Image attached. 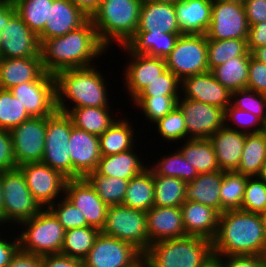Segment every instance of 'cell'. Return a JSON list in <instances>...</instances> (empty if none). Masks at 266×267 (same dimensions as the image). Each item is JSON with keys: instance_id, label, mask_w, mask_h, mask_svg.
<instances>
[{"instance_id": "1", "label": "cell", "mask_w": 266, "mask_h": 267, "mask_svg": "<svg viewBox=\"0 0 266 267\" xmlns=\"http://www.w3.org/2000/svg\"><path fill=\"white\" fill-rule=\"evenodd\" d=\"M108 50L89 18L64 36L45 39L40 46V55L44 71L55 75L67 69L93 66Z\"/></svg>"}, {"instance_id": "2", "label": "cell", "mask_w": 266, "mask_h": 267, "mask_svg": "<svg viewBox=\"0 0 266 267\" xmlns=\"http://www.w3.org/2000/svg\"><path fill=\"white\" fill-rule=\"evenodd\" d=\"M212 251L219 256H266V233L261 215L241 209L221 213Z\"/></svg>"}, {"instance_id": "3", "label": "cell", "mask_w": 266, "mask_h": 267, "mask_svg": "<svg viewBox=\"0 0 266 267\" xmlns=\"http://www.w3.org/2000/svg\"><path fill=\"white\" fill-rule=\"evenodd\" d=\"M99 68V65H93L67 69L54 75L58 111L65 113L70 108L112 107V102L109 101L111 96L108 91V79L106 81L100 71L102 69Z\"/></svg>"}, {"instance_id": "4", "label": "cell", "mask_w": 266, "mask_h": 267, "mask_svg": "<svg viewBox=\"0 0 266 267\" xmlns=\"http://www.w3.org/2000/svg\"><path fill=\"white\" fill-rule=\"evenodd\" d=\"M142 1L100 0L99 8L90 19L100 41L107 48L110 49L114 44L117 47L126 45L135 35Z\"/></svg>"}, {"instance_id": "5", "label": "cell", "mask_w": 266, "mask_h": 267, "mask_svg": "<svg viewBox=\"0 0 266 267\" xmlns=\"http://www.w3.org/2000/svg\"><path fill=\"white\" fill-rule=\"evenodd\" d=\"M212 254L211 240L186 236L150 244L143 261L149 267H200Z\"/></svg>"}, {"instance_id": "6", "label": "cell", "mask_w": 266, "mask_h": 267, "mask_svg": "<svg viewBox=\"0 0 266 267\" xmlns=\"http://www.w3.org/2000/svg\"><path fill=\"white\" fill-rule=\"evenodd\" d=\"M16 227L21 250L41 256L61 254L65 229L48 208Z\"/></svg>"}, {"instance_id": "7", "label": "cell", "mask_w": 266, "mask_h": 267, "mask_svg": "<svg viewBox=\"0 0 266 267\" xmlns=\"http://www.w3.org/2000/svg\"><path fill=\"white\" fill-rule=\"evenodd\" d=\"M4 193L3 221L18 226L38 214L43 207L30 192L23 173L18 169L2 172ZM11 224V225H10Z\"/></svg>"}, {"instance_id": "8", "label": "cell", "mask_w": 266, "mask_h": 267, "mask_svg": "<svg viewBox=\"0 0 266 267\" xmlns=\"http://www.w3.org/2000/svg\"><path fill=\"white\" fill-rule=\"evenodd\" d=\"M165 61L167 69L180 81L187 77L209 71L206 35H180Z\"/></svg>"}, {"instance_id": "9", "label": "cell", "mask_w": 266, "mask_h": 267, "mask_svg": "<svg viewBox=\"0 0 266 267\" xmlns=\"http://www.w3.org/2000/svg\"><path fill=\"white\" fill-rule=\"evenodd\" d=\"M73 123L70 117L56 110L47 116L44 155L41 163L72 179V159L69 155V140Z\"/></svg>"}, {"instance_id": "10", "label": "cell", "mask_w": 266, "mask_h": 267, "mask_svg": "<svg viewBox=\"0 0 266 267\" xmlns=\"http://www.w3.org/2000/svg\"><path fill=\"white\" fill-rule=\"evenodd\" d=\"M101 233L133 244L143 254L148 250L146 212L120 205L108 206Z\"/></svg>"}, {"instance_id": "11", "label": "cell", "mask_w": 266, "mask_h": 267, "mask_svg": "<svg viewBox=\"0 0 266 267\" xmlns=\"http://www.w3.org/2000/svg\"><path fill=\"white\" fill-rule=\"evenodd\" d=\"M143 255L133 244L100 232L88 255L83 259V266L137 267L143 262Z\"/></svg>"}, {"instance_id": "12", "label": "cell", "mask_w": 266, "mask_h": 267, "mask_svg": "<svg viewBox=\"0 0 266 267\" xmlns=\"http://www.w3.org/2000/svg\"><path fill=\"white\" fill-rule=\"evenodd\" d=\"M118 48L127 57L128 62L122 68V80L125 88L123 91L125 95L131 97L129 101L133 100L143 89H145L152 81L161 76L166 70V61L164 58L149 56L146 54H137L132 52L126 45L119 46ZM129 59V60H128Z\"/></svg>"}, {"instance_id": "13", "label": "cell", "mask_w": 266, "mask_h": 267, "mask_svg": "<svg viewBox=\"0 0 266 267\" xmlns=\"http://www.w3.org/2000/svg\"><path fill=\"white\" fill-rule=\"evenodd\" d=\"M47 117H30L10 130L14 162L17 167L25 163L41 162L44 155Z\"/></svg>"}, {"instance_id": "14", "label": "cell", "mask_w": 266, "mask_h": 267, "mask_svg": "<svg viewBox=\"0 0 266 267\" xmlns=\"http://www.w3.org/2000/svg\"><path fill=\"white\" fill-rule=\"evenodd\" d=\"M24 175L26 184L43 208L59 200L65 193L67 178L41 162L25 163L17 167Z\"/></svg>"}, {"instance_id": "15", "label": "cell", "mask_w": 266, "mask_h": 267, "mask_svg": "<svg viewBox=\"0 0 266 267\" xmlns=\"http://www.w3.org/2000/svg\"><path fill=\"white\" fill-rule=\"evenodd\" d=\"M177 106L186 123V140L208 139L224 126V110L217 106L181 96Z\"/></svg>"}, {"instance_id": "16", "label": "cell", "mask_w": 266, "mask_h": 267, "mask_svg": "<svg viewBox=\"0 0 266 267\" xmlns=\"http://www.w3.org/2000/svg\"><path fill=\"white\" fill-rule=\"evenodd\" d=\"M248 33L244 5L213 0L207 40L248 39Z\"/></svg>"}, {"instance_id": "17", "label": "cell", "mask_w": 266, "mask_h": 267, "mask_svg": "<svg viewBox=\"0 0 266 267\" xmlns=\"http://www.w3.org/2000/svg\"><path fill=\"white\" fill-rule=\"evenodd\" d=\"M9 90L30 117L51 116L57 110L53 74L45 73L38 81L26 82Z\"/></svg>"}, {"instance_id": "18", "label": "cell", "mask_w": 266, "mask_h": 267, "mask_svg": "<svg viewBox=\"0 0 266 267\" xmlns=\"http://www.w3.org/2000/svg\"><path fill=\"white\" fill-rule=\"evenodd\" d=\"M40 41L21 17L15 13L0 32L1 58L41 57Z\"/></svg>"}, {"instance_id": "19", "label": "cell", "mask_w": 266, "mask_h": 267, "mask_svg": "<svg viewBox=\"0 0 266 267\" xmlns=\"http://www.w3.org/2000/svg\"><path fill=\"white\" fill-rule=\"evenodd\" d=\"M64 196L82 211L89 226L102 230L106 222L108 205L84 177L67 179Z\"/></svg>"}, {"instance_id": "20", "label": "cell", "mask_w": 266, "mask_h": 267, "mask_svg": "<svg viewBox=\"0 0 266 267\" xmlns=\"http://www.w3.org/2000/svg\"><path fill=\"white\" fill-rule=\"evenodd\" d=\"M180 96L211 104L223 110L231 104V92L217 81L211 71L183 79Z\"/></svg>"}, {"instance_id": "21", "label": "cell", "mask_w": 266, "mask_h": 267, "mask_svg": "<svg viewBox=\"0 0 266 267\" xmlns=\"http://www.w3.org/2000/svg\"><path fill=\"white\" fill-rule=\"evenodd\" d=\"M68 148L72 159V179L95 171L101 158L99 136L73 126Z\"/></svg>"}, {"instance_id": "22", "label": "cell", "mask_w": 266, "mask_h": 267, "mask_svg": "<svg viewBox=\"0 0 266 267\" xmlns=\"http://www.w3.org/2000/svg\"><path fill=\"white\" fill-rule=\"evenodd\" d=\"M89 17L70 0H53L49 3L48 20L43 32L38 36L40 44L45 39L64 36L82 26Z\"/></svg>"}, {"instance_id": "23", "label": "cell", "mask_w": 266, "mask_h": 267, "mask_svg": "<svg viewBox=\"0 0 266 267\" xmlns=\"http://www.w3.org/2000/svg\"><path fill=\"white\" fill-rule=\"evenodd\" d=\"M148 249L158 241L186 237L180 207L153 206L146 212Z\"/></svg>"}, {"instance_id": "24", "label": "cell", "mask_w": 266, "mask_h": 267, "mask_svg": "<svg viewBox=\"0 0 266 267\" xmlns=\"http://www.w3.org/2000/svg\"><path fill=\"white\" fill-rule=\"evenodd\" d=\"M180 208L187 236H199L211 241L214 239L220 216L217 210L193 201L184 202Z\"/></svg>"}, {"instance_id": "25", "label": "cell", "mask_w": 266, "mask_h": 267, "mask_svg": "<svg viewBox=\"0 0 266 267\" xmlns=\"http://www.w3.org/2000/svg\"><path fill=\"white\" fill-rule=\"evenodd\" d=\"M45 73L41 57L1 58L0 88L9 90L26 82L38 81Z\"/></svg>"}, {"instance_id": "26", "label": "cell", "mask_w": 266, "mask_h": 267, "mask_svg": "<svg viewBox=\"0 0 266 267\" xmlns=\"http://www.w3.org/2000/svg\"><path fill=\"white\" fill-rule=\"evenodd\" d=\"M213 0H178L175 3L177 23L182 34H206Z\"/></svg>"}, {"instance_id": "27", "label": "cell", "mask_w": 266, "mask_h": 267, "mask_svg": "<svg viewBox=\"0 0 266 267\" xmlns=\"http://www.w3.org/2000/svg\"><path fill=\"white\" fill-rule=\"evenodd\" d=\"M136 150L135 146L118 154L101 155L95 172L103 176L130 180L148 168V163H144L145 160L148 161V158L144 159L142 153H138Z\"/></svg>"}, {"instance_id": "28", "label": "cell", "mask_w": 266, "mask_h": 267, "mask_svg": "<svg viewBox=\"0 0 266 267\" xmlns=\"http://www.w3.org/2000/svg\"><path fill=\"white\" fill-rule=\"evenodd\" d=\"M245 135V133L223 126L209 138L220 170H237L245 144Z\"/></svg>"}, {"instance_id": "29", "label": "cell", "mask_w": 266, "mask_h": 267, "mask_svg": "<svg viewBox=\"0 0 266 267\" xmlns=\"http://www.w3.org/2000/svg\"><path fill=\"white\" fill-rule=\"evenodd\" d=\"M161 30L163 33H181L175 12V4L154 3L143 0L136 32Z\"/></svg>"}, {"instance_id": "30", "label": "cell", "mask_w": 266, "mask_h": 267, "mask_svg": "<svg viewBox=\"0 0 266 267\" xmlns=\"http://www.w3.org/2000/svg\"><path fill=\"white\" fill-rule=\"evenodd\" d=\"M223 171L200 173L185 187V202L193 201L210 206L221 214L220 187Z\"/></svg>"}, {"instance_id": "31", "label": "cell", "mask_w": 266, "mask_h": 267, "mask_svg": "<svg viewBox=\"0 0 266 267\" xmlns=\"http://www.w3.org/2000/svg\"><path fill=\"white\" fill-rule=\"evenodd\" d=\"M125 117L120 116L109 129L99 136L101 155L109 156L128 151L135 146L140 147L137 144L136 133L138 132L135 131L132 118Z\"/></svg>"}, {"instance_id": "32", "label": "cell", "mask_w": 266, "mask_h": 267, "mask_svg": "<svg viewBox=\"0 0 266 267\" xmlns=\"http://www.w3.org/2000/svg\"><path fill=\"white\" fill-rule=\"evenodd\" d=\"M111 107L70 108L65 113L73 126L90 134L100 136L119 118ZM114 115V116H113ZM116 115V116H115Z\"/></svg>"}, {"instance_id": "33", "label": "cell", "mask_w": 266, "mask_h": 267, "mask_svg": "<svg viewBox=\"0 0 266 267\" xmlns=\"http://www.w3.org/2000/svg\"><path fill=\"white\" fill-rule=\"evenodd\" d=\"M180 35L183 34L163 33L160 29L158 31L136 32L126 46L137 54L166 59Z\"/></svg>"}, {"instance_id": "34", "label": "cell", "mask_w": 266, "mask_h": 267, "mask_svg": "<svg viewBox=\"0 0 266 267\" xmlns=\"http://www.w3.org/2000/svg\"><path fill=\"white\" fill-rule=\"evenodd\" d=\"M184 142V143H183ZM177 144L183 157L198 174L220 171L212 142L208 139H187Z\"/></svg>"}, {"instance_id": "35", "label": "cell", "mask_w": 266, "mask_h": 267, "mask_svg": "<svg viewBox=\"0 0 266 267\" xmlns=\"http://www.w3.org/2000/svg\"><path fill=\"white\" fill-rule=\"evenodd\" d=\"M122 205L145 212L154 206L153 171L149 167L129 180Z\"/></svg>"}, {"instance_id": "36", "label": "cell", "mask_w": 266, "mask_h": 267, "mask_svg": "<svg viewBox=\"0 0 266 267\" xmlns=\"http://www.w3.org/2000/svg\"><path fill=\"white\" fill-rule=\"evenodd\" d=\"M251 55L250 53L248 56L234 57L226 63L213 68L211 73L230 92L247 89Z\"/></svg>"}, {"instance_id": "37", "label": "cell", "mask_w": 266, "mask_h": 267, "mask_svg": "<svg viewBox=\"0 0 266 267\" xmlns=\"http://www.w3.org/2000/svg\"><path fill=\"white\" fill-rule=\"evenodd\" d=\"M167 152L164 153L165 156L164 154L162 156V153L161 155L159 154L162 157H159L160 160L148 161V167L156 175L179 178L186 183L193 181L198 176L195 168L183 157L177 148L174 152L170 151L171 154L169 151Z\"/></svg>"}, {"instance_id": "38", "label": "cell", "mask_w": 266, "mask_h": 267, "mask_svg": "<svg viewBox=\"0 0 266 267\" xmlns=\"http://www.w3.org/2000/svg\"><path fill=\"white\" fill-rule=\"evenodd\" d=\"M266 161V137L261 133L246 134L240 165L236 172L250 177L258 176Z\"/></svg>"}, {"instance_id": "39", "label": "cell", "mask_w": 266, "mask_h": 267, "mask_svg": "<svg viewBox=\"0 0 266 267\" xmlns=\"http://www.w3.org/2000/svg\"><path fill=\"white\" fill-rule=\"evenodd\" d=\"M154 205L158 207H180L185 202L186 182L175 177L156 175L153 172Z\"/></svg>"}, {"instance_id": "40", "label": "cell", "mask_w": 266, "mask_h": 267, "mask_svg": "<svg viewBox=\"0 0 266 267\" xmlns=\"http://www.w3.org/2000/svg\"><path fill=\"white\" fill-rule=\"evenodd\" d=\"M101 231L93 226H85L65 231L61 254L83 260L93 247Z\"/></svg>"}, {"instance_id": "41", "label": "cell", "mask_w": 266, "mask_h": 267, "mask_svg": "<svg viewBox=\"0 0 266 267\" xmlns=\"http://www.w3.org/2000/svg\"><path fill=\"white\" fill-rule=\"evenodd\" d=\"M84 178L105 204L108 206L123 204L129 180L99 175L95 171L88 173Z\"/></svg>"}, {"instance_id": "42", "label": "cell", "mask_w": 266, "mask_h": 267, "mask_svg": "<svg viewBox=\"0 0 266 267\" xmlns=\"http://www.w3.org/2000/svg\"><path fill=\"white\" fill-rule=\"evenodd\" d=\"M249 177L236 171H223L220 187L221 213L242 208L245 186Z\"/></svg>"}, {"instance_id": "43", "label": "cell", "mask_w": 266, "mask_h": 267, "mask_svg": "<svg viewBox=\"0 0 266 267\" xmlns=\"http://www.w3.org/2000/svg\"><path fill=\"white\" fill-rule=\"evenodd\" d=\"M207 49L209 71L234 57L250 54L247 39L207 40Z\"/></svg>"}, {"instance_id": "44", "label": "cell", "mask_w": 266, "mask_h": 267, "mask_svg": "<svg viewBox=\"0 0 266 267\" xmlns=\"http://www.w3.org/2000/svg\"><path fill=\"white\" fill-rule=\"evenodd\" d=\"M13 3L16 13L39 36L48 20L49 3H53V0H13Z\"/></svg>"}, {"instance_id": "45", "label": "cell", "mask_w": 266, "mask_h": 267, "mask_svg": "<svg viewBox=\"0 0 266 267\" xmlns=\"http://www.w3.org/2000/svg\"><path fill=\"white\" fill-rule=\"evenodd\" d=\"M180 96H154V97H135L132 100L133 108L141 111L149 123L148 126L153 125L170 113L175 107ZM151 123V125H150Z\"/></svg>"}, {"instance_id": "46", "label": "cell", "mask_w": 266, "mask_h": 267, "mask_svg": "<svg viewBox=\"0 0 266 267\" xmlns=\"http://www.w3.org/2000/svg\"><path fill=\"white\" fill-rule=\"evenodd\" d=\"M29 118L25 107L10 90L0 88V129L10 131Z\"/></svg>"}, {"instance_id": "47", "label": "cell", "mask_w": 266, "mask_h": 267, "mask_svg": "<svg viewBox=\"0 0 266 267\" xmlns=\"http://www.w3.org/2000/svg\"><path fill=\"white\" fill-rule=\"evenodd\" d=\"M154 125L157 134L163 141L169 144H177L186 140V123L180 108L175 107Z\"/></svg>"}, {"instance_id": "48", "label": "cell", "mask_w": 266, "mask_h": 267, "mask_svg": "<svg viewBox=\"0 0 266 267\" xmlns=\"http://www.w3.org/2000/svg\"><path fill=\"white\" fill-rule=\"evenodd\" d=\"M263 121L250 112L236 108L231 104L224 110V126L245 134L263 131Z\"/></svg>"}, {"instance_id": "49", "label": "cell", "mask_w": 266, "mask_h": 267, "mask_svg": "<svg viewBox=\"0 0 266 267\" xmlns=\"http://www.w3.org/2000/svg\"><path fill=\"white\" fill-rule=\"evenodd\" d=\"M48 209L62 224L65 231L89 226L82 211L76 208L65 196L51 204Z\"/></svg>"}, {"instance_id": "50", "label": "cell", "mask_w": 266, "mask_h": 267, "mask_svg": "<svg viewBox=\"0 0 266 267\" xmlns=\"http://www.w3.org/2000/svg\"><path fill=\"white\" fill-rule=\"evenodd\" d=\"M231 105L252 113L263 122L266 120L265 94H260L249 89L233 91L231 92Z\"/></svg>"}, {"instance_id": "51", "label": "cell", "mask_w": 266, "mask_h": 267, "mask_svg": "<svg viewBox=\"0 0 266 267\" xmlns=\"http://www.w3.org/2000/svg\"><path fill=\"white\" fill-rule=\"evenodd\" d=\"M266 209V184L258 177L247 179L241 210L261 214Z\"/></svg>"}, {"instance_id": "52", "label": "cell", "mask_w": 266, "mask_h": 267, "mask_svg": "<svg viewBox=\"0 0 266 267\" xmlns=\"http://www.w3.org/2000/svg\"><path fill=\"white\" fill-rule=\"evenodd\" d=\"M180 87L181 81L167 69L136 97L180 96Z\"/></svg>"}, {"instance_id": "53", "label": "cell", "mask_w": 266, "mask_h": 267, "mask_svg": "<svg viewBox=\"0 0 266 267\" xmlns=\"http://www.w3.org/2000/svg\"><path fill=\"white\" fill-rule=\"evenodd\" d=\"M247 89L266 95V64L252 55L249 61Z\"/></svg>"}, {"instance_id": "54", "label": "cell", "mask_w": 266, "mask_h": 267, "mask_svg": "<svg viewBox=\"0 0 266 267\" xmlns=\"http://www.w3.org/2000/svg\"><path fill=\"white\" fill-rule=\"evenodd\" d=\"M16 168L10 131L0 129V172Z\"/></svg>"}, {"instance_id": "55", "label": "cell", "mask_w": 266, "mask_h": 267, "mask_svg": "<svg viewBox=\"0 0 266 267\" xmlns=\"http://www.w3.org/2000/svg\"><path fill=\"white\" fill-rule=\"evenodd\" d=\"M221 257L223 267H266V256L229 255Z\"/></svg>"}, {"instance_id": "56", "label": "cell", "mask_w": 266, "mask_h": 267, "mask_svg": "<svg viewBox=\"0 0 266 267\" xmlns=\"http://www.w3.org/2000/svg\"><path fill=\"white\" fill-rule=\"evenodd\" d=\"M244 8L249 27L266 22V0H247Z\"/></svg>"}, {"instance_id": "57", "label": "cell", "mask_w": 266, "mask_h": 267, "mask_svg": "<svg viewBox=\"0 0 266 267\" xmlns=\"http://www.w3.org/2000/svg\"><path fill=\"white\" fill-rule=\"evenodd\" d=\"M0 233L2 234L1 231ZM1 234H0V267H8L12 257L20 248L19 239L18 235L17 236L12 235V238H9L8 237L9 235H7L6 237L5 231L2 235Z\"/></svg>"}, {"instance_id": "58", "label": "cell", "mask_w": 266, "mask_h": 267, "mask_svg": "<svg viewBox=\"0 0 266 267\" xmlns=\"http://www.w3.org/2000/svg\"><path fill=\"white\" fill-rule=\"evenodd\" d=\"M41 267H84L83 260L62 254L42 256Z\"/></svg>"}, {"instance_id": "59", "label": "cell", "mask_w": 266, "mask_h": 267, "mask_svg": "<svg viewBox=\"0 0 266 267\" xmlns=\"http://www.w3.org/2000/svg\"><path fill=\"white\" fill-rule=\"evenodd\" d=\"M42 256L26 252L20 248L12 257L8 267H41Z\"/></svg>"}, {"instance_id": "60", "label": "cell", "mask_w": 266, "mask_h": 267, "mask_svg": "<svg viewBox=\"0 0 266 267\" xmlns=\"http://www.w3.org/2000/svg\"><path fill=\"white\" fill-rule=\"evenodd\" d=\"M266 45V22L249 27L247 48L251 53L257 47Z\"/></svg>"}, {"instance_id": "61", "label": "cell", "mask_w": 266, "mask_h": 267, "mask_svg": "<svg viewBox=\"0 0 266 267\" xmlns=\"http://www.w3.org/2000/svg\"><path fill=\"white\" fill-rule=\"evenodd\" d=\"M16 13L13 0H4L0 3V32L2 26L7 24L9 19Z\"/></svg>"}, {"instance_id": "62", "label": "cell", "mask_w": 266, "mask_h": 267, "mask_svg": "<svg viewBox=\"0 0 266 267\" xmlns=\"http://www.w3.org/2000/svg\"><path fill=\"white\" fill-rule=\"evenodd\" d=\"M89 18L97 11L100 0H70Z\"/></svg>"}, {"instance_id": "63", "label": "cell", "mask_w": 266, "mask_h": 267, "mask_svg": "<svg viewBox=\"0 0 266 267\" xmlns=\"http://www.w3.org/2000/svg\"><path fill=\"white\" fill-rule=\"evenodd\" d=\"M200 267H223L222 257L213 253Z\"/></svg>"}, {"instance_id": "64", "label": "cell", "mask_w": 266, "mask_h": 267, "mask_svg": "<svg viewBox=\"0 0 266 267\" xmlns=\"http://www.w3.org/2000/svg\"><path fill=\"white\" fill-rule=\"evenodd\" d=\"M251 54L256 60L266 64V45L257 47Z\"/></svg>"}, {"instance_id": "65", "label": "cell", "mask_w": 266, "mask_h": 267, "mask_svg": "<svg viewBox=\"0 0 266 267\" xmlns=\"http://www.w3.org/2000/svg\"><path fill=\"white\" fill-rule=\"evenodd\" d=\"M3 208H4V193L2 185V172H0V215L3 219Z\"/></svg>"}, {"instance_id": "66", "label": "cell", "mask_w": 266, "mask_h": 267, "mask_svg": "<svg viewBox=\"0 0 266 267\" xmlns=\"http://www.w3.org/2000/svg\"><path fill=\"white\" fill-rule=\"evenodd\" d=\"M258 177L266 184V161L262 166L261 172Z\"/></svg>"}, {"instance_id": "67", "label": "cell", "mask_w": 266, "mask_h": 267, "mask_svg": "<svg viewBox=\"0 0 266 267\" xmlns=\"http://www.w3.org/2000/svg\"><path fill=\"white\" fill-rule=\"evenodd\" d=\"M145 1L154 2V3L175 4L178 0H145Z\"/></svg>"}, {"instance_id": "68", "label": "cell", "mask_w": 266, "mask_h": 267, "mask_svg": "<svg viewBox=\"0 0 266 267\" xmlns=\"http://www.w3.org/2000/svg\"><path fill=\"white\" fill-rule=\"evenodd\" d=\"M216 1H221V2H226V3H236V4L244 5V3L247 0H216Z\"/></svg>"}, {"instance_id": "69", "label": "cell", "mask_w": 266, "mask_h": 267, "mask_svg": "<svg viewBox=\"0 0 266 267\" xmlns=\"http://www.w3.org/2000/svg\"><path fill=\"white\" fill-rule=\"evenodd\" d=\"M260 215H261V218H262V221H263V225H264V230H265V233H266V209Z\"/></svg>"}, {"instance_id": "70", "label": "cell", "mask_w": 266, "mask_h": 267, "mask_svg": "<svg viewBox=\"0 0 266 267\" xmlns=\"http://www.w3.org/2000/svg\"><path fill=\"white\" fill-rule=\"evenodd\" d=\"M262 133L265 135V137H266V120L264 121V123H263V131H262Z\"/></svg>"}, {"instance_id": "71", "label": "cell", "mask_w": 266, "mask_h": 267, "mask_svg": "<svg viewBox=\"0 0 266 267\" xmlns=\"http://www.w3.org/2000/svg\"><path fill=\"white\" fill-rule=\"evenodd\" d=\"M0 226H2V227L6 226L1 215H0Z\"/></svg>"}, {"instance_id": "72", "label": "cell", "mask_w": 266, "mask_h": 267, "mask_svg": "<svg viewBox=\"0 0 266 267\" xmlns=\"http://www.w3.org/2000/svg\"><path fill=\"white\" fill-rule=\"evenodd\" d=\"M137 267H149L144 261L139 264Z\"/></svg>"}]
</instances>
